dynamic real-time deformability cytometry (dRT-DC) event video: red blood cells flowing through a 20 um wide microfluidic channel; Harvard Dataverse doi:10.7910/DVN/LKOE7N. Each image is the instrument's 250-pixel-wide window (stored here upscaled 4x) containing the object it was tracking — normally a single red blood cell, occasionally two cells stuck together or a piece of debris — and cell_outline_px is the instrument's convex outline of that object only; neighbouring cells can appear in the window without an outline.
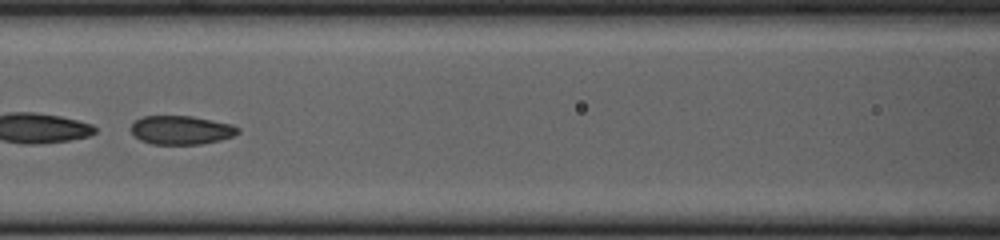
{"species": "common noctule bat (a hibernating species)", "species_latin": "Nyctalus noctula", "temperature_condition": "cold", "stored_images_in_passage": 54, "segment_of_instrument_passage": [2, 2], "camera_frame_rate_fps": 3000, "um_per_image_px": 0.085, "animal": {"sex": "female", "body_mass_g": 23.0, "forearm_length_mm": 53.4}, "frame": {"image": 1, "passage_image": 24, "time_ms": 7.667, "image_size_px": [1000, 240], "cell_outline_px": [[240, 132], [232, 136], [220, 140], [200, 144], [152, 144], [140, 140], [132, 132], [132, 124], [136, 120], [144, 116], [192, 116], [232, 124], [240, 128]], "centroid_in_image_um": [15.43, 11.05], "position_along_channel_um": 151.2, "area_um2": 17.8}}